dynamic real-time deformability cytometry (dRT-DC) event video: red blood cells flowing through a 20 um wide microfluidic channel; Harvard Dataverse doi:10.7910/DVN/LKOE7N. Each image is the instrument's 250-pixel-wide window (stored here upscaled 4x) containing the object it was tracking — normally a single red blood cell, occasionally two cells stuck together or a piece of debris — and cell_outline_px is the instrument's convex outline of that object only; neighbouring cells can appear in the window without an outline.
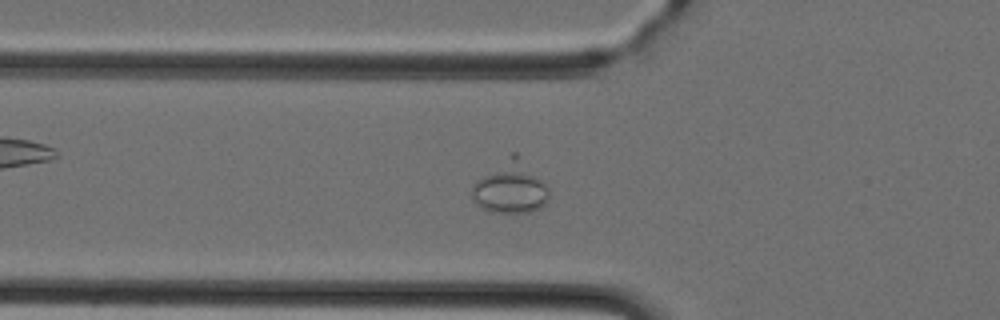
{"species": "Egyptian fruit bat (a non-hibernating species)", "species_latin": "Rousettus aegyptiacus", "temperature_condition": "cold", "stored_images_in_passage": 42, "camera_frame_rate_fps": 3000, "um_per_image_px": 0.085, "animal": {"sex": "female"}, "frame": {"image": 1, "passage_image": 10, "time_ms": 3.0, "image_size_px": [1000, 320], "cell_outline_px": [[548, 200], [540, 208], [528, 212], [492, 212], [480, 208], [476, 204], [472, 196], [472, 188], [476, 180], [512, 152], [516, 152], [548, 188]], "centroid_in_image_um": [43.36, 15.95], "position_along_channel_um": 82.4, "area_um2": 22.89}}
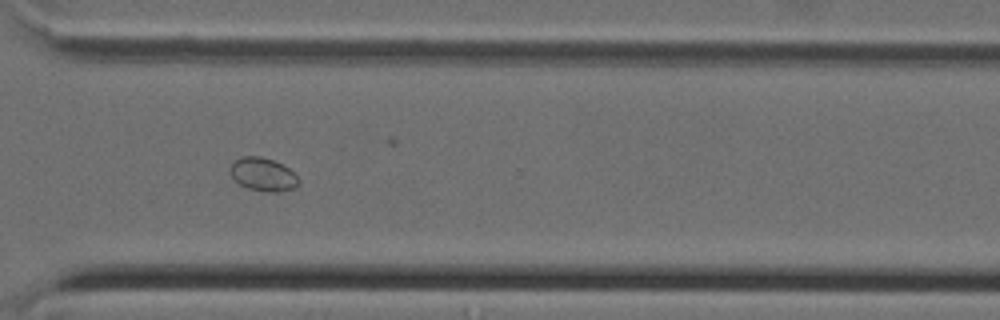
{"frame": {"image": 2, "passage_image": 29, "time_ms": 9.333, "image_size_px": [1000, 320], "cell_outline_px": [[300, 180], [292, 188], [276, 192], [268, 192], [248, 188], [240, 184], [232, 176], [228, 168], [240, 156], [260, 156], [272, 160], [288, 168]], "centroid_in_image_um": [22.32, 14.81], "position_along_channel_um": 348.3, "area_um2": 12.95}}
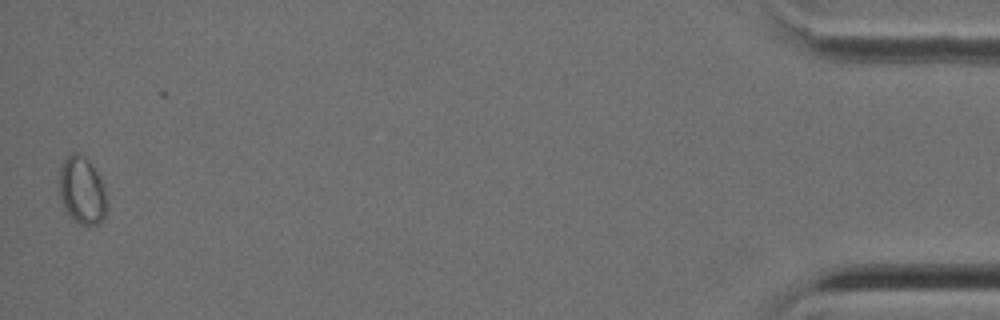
{"frame": {"image": 3, "passage_image": 41, "time_ms": 13.333, "image_size_px": [1000, 320], "cell_outline_px": [[108, 208], [104, 220], [96, 224], [80, 224], [64, 208], [60, 196], [60, 164], [72, 152], [76, 152], [88, 160], [92, 164], [100, 180], [104, 192]], "centroid_in_image_um": [6.98, 16.19], "position_along_channel_um": 428.2, "area_um2": 18.32}}